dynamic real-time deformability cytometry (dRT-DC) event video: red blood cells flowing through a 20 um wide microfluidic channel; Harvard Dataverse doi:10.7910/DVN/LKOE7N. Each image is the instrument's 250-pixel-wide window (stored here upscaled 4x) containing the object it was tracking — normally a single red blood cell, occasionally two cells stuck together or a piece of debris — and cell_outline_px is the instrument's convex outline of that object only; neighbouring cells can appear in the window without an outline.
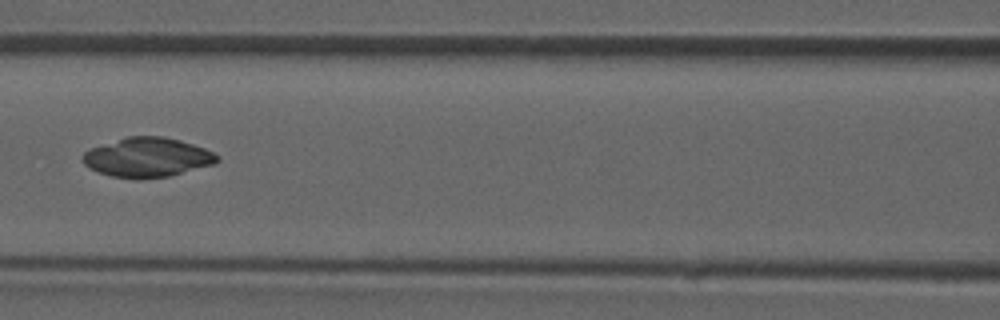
{"species": "common noctule bat (a hibernating species)", "species_latin": "Nyctalus noctula", "temperature_condition": "room temperature", "stored_images_in_passage": 47, "camera_frame_rate_fps": 3000, "um_per_image_px": 0.085, "animal": {"sex": "male", "forearm_length_mm": 52.5}, "frame": {"image": 1, "passage_image": 21, "time_ms": 6.667, "image_size_px": [1000, 320], "cell_outline_px": [[220, 160], [216, 164], [168, 176], [140, 180], [112, 176], [88, 168], [84, 164], [84, 152], [88, 148], [128, 136], [160, 136], [180, 140], [204, 148], [220, 156]], "centroid_in_image_um": [12.53, 13.38], "position_along_channel_um": 154.1, "area_um2": 30.98}}